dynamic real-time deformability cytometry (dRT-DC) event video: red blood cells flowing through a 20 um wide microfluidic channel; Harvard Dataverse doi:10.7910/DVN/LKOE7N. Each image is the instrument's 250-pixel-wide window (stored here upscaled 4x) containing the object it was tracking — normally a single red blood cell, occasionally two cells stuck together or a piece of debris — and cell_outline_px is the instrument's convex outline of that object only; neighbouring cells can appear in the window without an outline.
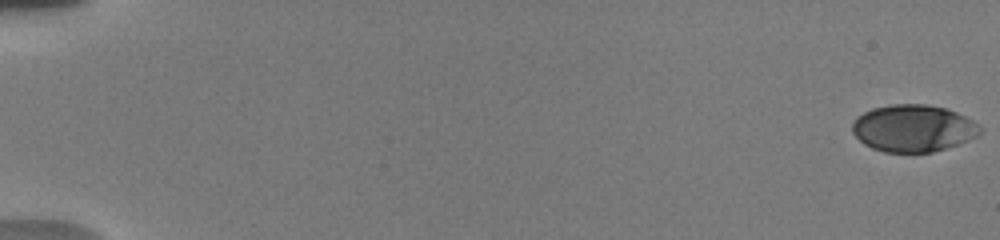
{"species": "human", "species_latin": "Homo sapiens", "temperature_condition": "warm", "stored_images_in_passage": 30, "camera_frame_rate_fps": 3000, "um_per_image_px": 0.085, "donor": {"sex": "male"}, "frame": {"image": 1, "passage_image": 1, "time_ms": 0.0, "image_size_px": [1000, 240], "cell_outline_px": [[984, 128], [976, 136], [968, 140], [932, 152], [884, 152], [872, 148], [864, 144], [852, 132], [852, 124], [856, 116], [872, 108], [892, 104], [928, 104], [944, 108], [956, 112], [972, 120]], "centroid_in_image_um": [77.6, 10.89], "position_along_channel_um": 7.4, "area_um2": 34.97}}
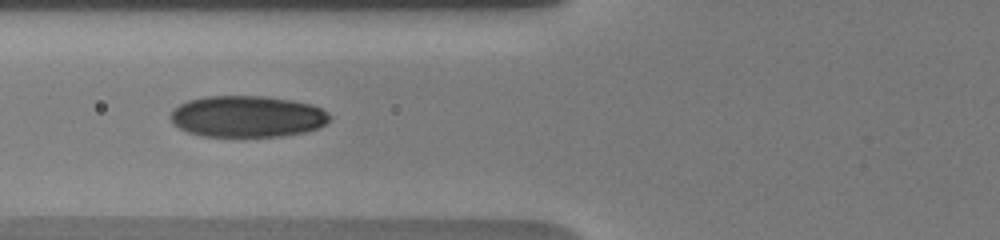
{"frame": {"image": 2, "passage_image": 22, "time_ms": 7.667, "image_size_px": [1000, 240], "cell_outline_px": [[332, 116], [324, 124], [316, 128], [304, 132], [280, 136], [200, 136], [188, 132], [172, 124], [168, 116], [180, 104], [188, 100], [204, 96], [264, 96], [292, 100], [312, 104], [328, 112]], "centroid_in_image_um": [20.99, 9.89], "position_along_channel_um": 104.8, "area_um2": 38.49}}
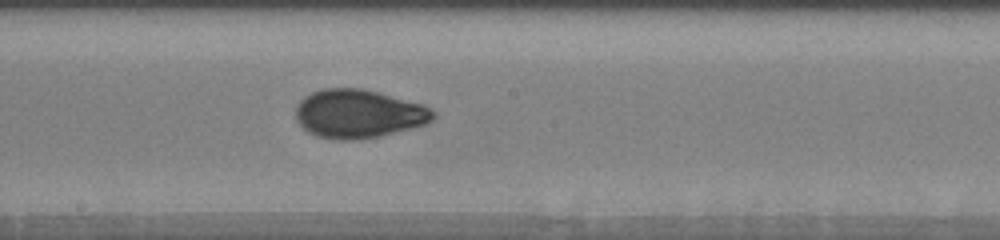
{"frame": {"image": 3, "passage_image": 30, "time_ms": 10.667, "image_size_px": [1000, 240], "cell_outline_px": [[436, 116], [428, 124], [380, 136], [352, 140], [336, 140], [316, 136], [308, 132], [296, 120], [296, 108], [300, 100], [304, 96], [312, 92], [324, 88], [360, 88], [424, 104], [432, 108], [436, 112]], "centroid_in_image_um": [30.5, 9.68], "position_along_channel_um": 217.7, "area_um2": 39.07}}